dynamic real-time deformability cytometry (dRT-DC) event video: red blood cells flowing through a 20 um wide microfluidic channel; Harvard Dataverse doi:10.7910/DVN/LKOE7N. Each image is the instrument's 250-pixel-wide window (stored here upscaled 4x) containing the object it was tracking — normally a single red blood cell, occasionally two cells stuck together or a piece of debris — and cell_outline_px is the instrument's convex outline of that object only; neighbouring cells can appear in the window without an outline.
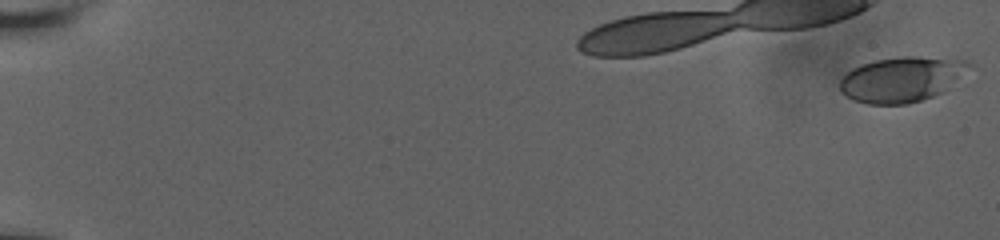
{"species": "human", "species_latin": "Homo sapiens", "temperature_condition": "room temperature", "stored_images_in_passage": 8, "camera_frame_rate_fps": 3000, "um_per_image_px": 0.085, "donor": {"sex": "male"}, "frame": {"image": 1, "passage_image": 1, "time_ms": 0.0, "image_size_px": [1000, 240], "cell_outline_px": [[976, 64], [940, 92], [932, 96], [908, 104], [868, 104], [852, 100], [840, 92], [840, 80], [852, 68], [860, 64], [876, 60], [900, 56], [916, 56], [964, 60]], "centroid_in_image_um": [76.61, 6.73], "position_along_channel_um": 8.4, "area_um2": 33.81}}
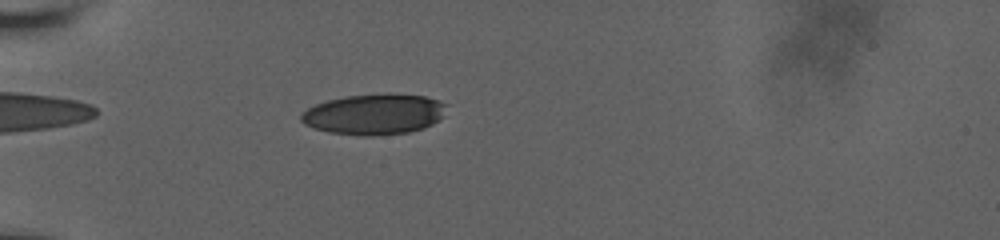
{"frame": {"image": 2, "passage_image": 7, "time_ms": 6.333, "image_size_px": [1000, 240], "cell_outline_px": [[448, 104], [444, 116], [432, 124], [424, 128], [408, 132], [372, 136], [364, 136], [328, 132], [304, 124], [300, 120], [300, 116], [308, 108], [316, 104], [328, 100], [344, 96], [388, 92], [424, 96]], "centroid_in_image_um": [31.84, 9.69], "position_along_channel_um": 53.2, "area_um2": 34.74}}